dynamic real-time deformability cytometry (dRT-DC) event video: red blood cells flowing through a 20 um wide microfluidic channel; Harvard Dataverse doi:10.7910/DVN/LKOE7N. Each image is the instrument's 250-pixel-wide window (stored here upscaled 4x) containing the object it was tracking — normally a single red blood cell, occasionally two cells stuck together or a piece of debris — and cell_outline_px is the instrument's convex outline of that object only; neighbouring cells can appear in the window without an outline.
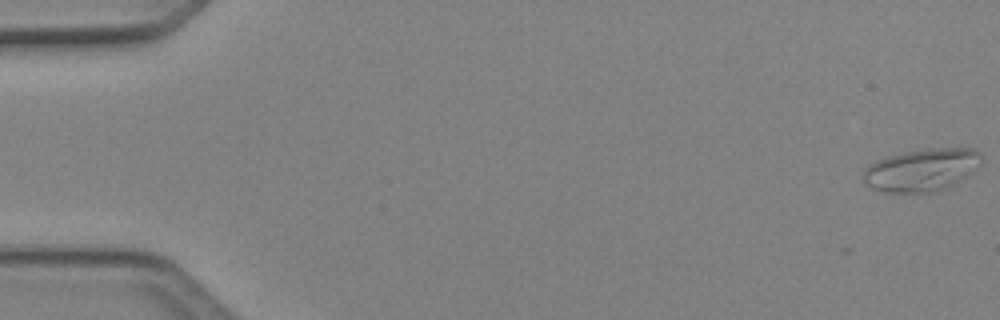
{"species": "Egyptian fruit bat (a non-hibernating species)", "species_latin": "Rousettus aegyptiacus", "temperature_condition": "cold", "stored_images_in_passage": 6, "camera_frame_rate_fps": 3000, "um_per_image_px": 0.085, "animal": {"sex": "female"}, "frame": {"image": 1, "passage_image": 1, "time_ms": 0.0, "image_size_px": [1000, 320], "cell_outline_px": [[980, 164], [968, 176], [944, 188], [932, 192], [884, 192], [872, 188], [864, 180], [864, 168], [868, 164], [876, 160], [888, 156], [904, 152], [928, 148], [972, 148], [980, 152]], "centroid_in_image_um": [78.33, 14.43], "position_along_channel_um": 6.7, "area_um2": 29.07}}